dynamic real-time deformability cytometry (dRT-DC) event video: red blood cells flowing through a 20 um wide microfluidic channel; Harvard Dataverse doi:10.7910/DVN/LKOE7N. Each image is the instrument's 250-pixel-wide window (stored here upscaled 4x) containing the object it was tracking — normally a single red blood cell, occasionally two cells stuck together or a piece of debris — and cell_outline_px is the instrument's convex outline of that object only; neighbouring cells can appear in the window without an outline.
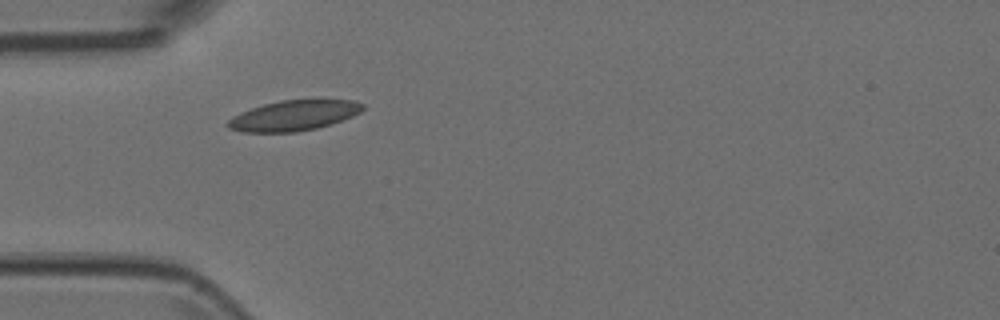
{"species": "Egyptian fruit bat (a non-hibernating species)", "species_latin": "Rousettus aegyptiacus", "temperature_condition": "room temperature", "stored_images_in_passage": 4, "camera_frame_rate_fps": 3000, "um_per_image_px": 0.085, "animal": {"sex": "female"}, "frame": {"image": 1, "passage_image": 3, "time_ms": 0.667, "image_size_px": [1000, 320], "cell_outline_px": [[364, 108], [360, 112], [352, 116], [332, 124], [316, 128], [296, 132], [240, 132], [228, 128], [224, 124], [232, 116], [240, 112], [264, 104], [280, 100], [356, 100], [364, 104]], "centroid_in_image_um": [24.94, 9.82], "position_along_channel_um": 60.1, "area_um2": 23.93}}
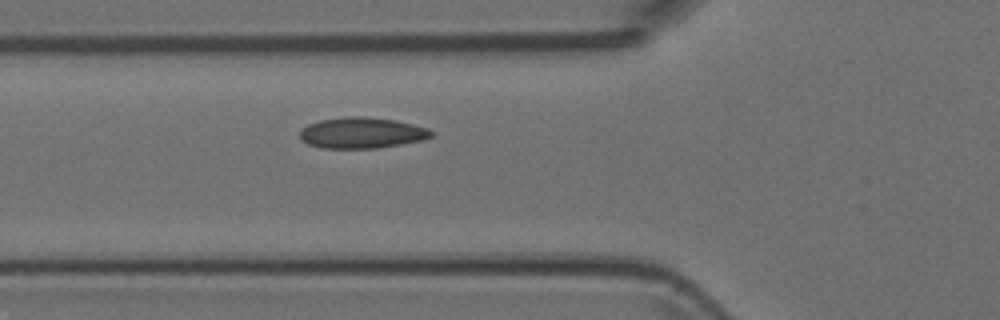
{"frame": {"image": 2, "passage_image": 4, "time_ms": 1.0, "image_size_px": [1000, 320], "cell_outline_px": [[432, 136], [420, 140], [400, 144], [376, 148], [320, 148], [308, 144], [300, 140], [300, 132], [308, 124], [320, 120], [344, 116], [364, 116], [392, 120], [412, 124], [428, 128], [432, 132]], "centroid_in_image_um": [30.7, 11.29], "position_along_channel_um": 95.1, "area_um2": 23.52}}